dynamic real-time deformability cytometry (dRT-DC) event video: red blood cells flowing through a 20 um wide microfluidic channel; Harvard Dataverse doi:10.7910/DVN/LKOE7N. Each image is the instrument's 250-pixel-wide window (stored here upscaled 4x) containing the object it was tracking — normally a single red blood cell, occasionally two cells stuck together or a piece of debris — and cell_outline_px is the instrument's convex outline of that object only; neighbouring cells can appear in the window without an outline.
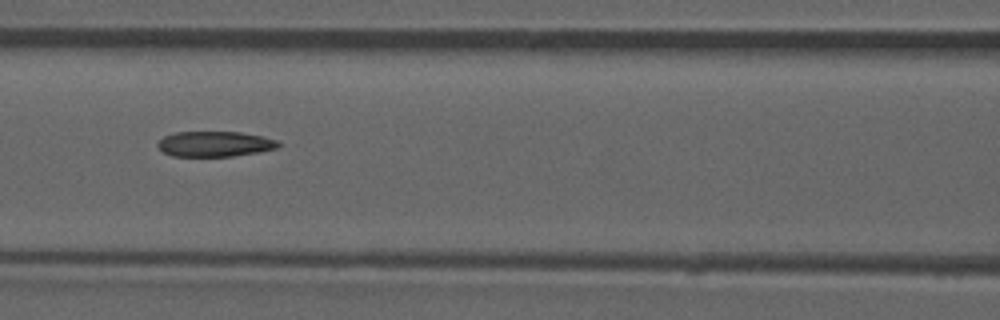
{"species": "common noctule bat (a hibernating species)", "species_latin": "Nyctalus noctula", "temperature_condition": "room temperature", "stored_images_in_passage": 41, "camera_frame_rate_fps": 3000, "um_per_image_px": 0.085, "animal": {"sex": "male", "forearm_length_mm": 52.5}, "frame": {"image": 1, "passage_image": 12, "time_ms": 3.667, "image_size_px": [1000, 320], "cell_outline_px": [[284, 144], [280, 148], [260, 152], [232, 156], [172, 156], [164, 152], [156, 144], [164, 136], [176, 132], [240, 132], [264, 136], [276, 140]], "centroid_in_image_um": [18.34, 12.23], "position_along_channel_um": 148.3, "area_um2": 17.98}, "authors_computed_cell_mechanics": {"area_um2": 18.6116, "velocity_mm_per_s": 3.9588, "shape_relaxation_time_tau1_ms": null, "shape_relaxation_time_tau2_ms": 3.4826, "deformation_change_tau1": null, "deformation_change_tau2": 0.1176}}